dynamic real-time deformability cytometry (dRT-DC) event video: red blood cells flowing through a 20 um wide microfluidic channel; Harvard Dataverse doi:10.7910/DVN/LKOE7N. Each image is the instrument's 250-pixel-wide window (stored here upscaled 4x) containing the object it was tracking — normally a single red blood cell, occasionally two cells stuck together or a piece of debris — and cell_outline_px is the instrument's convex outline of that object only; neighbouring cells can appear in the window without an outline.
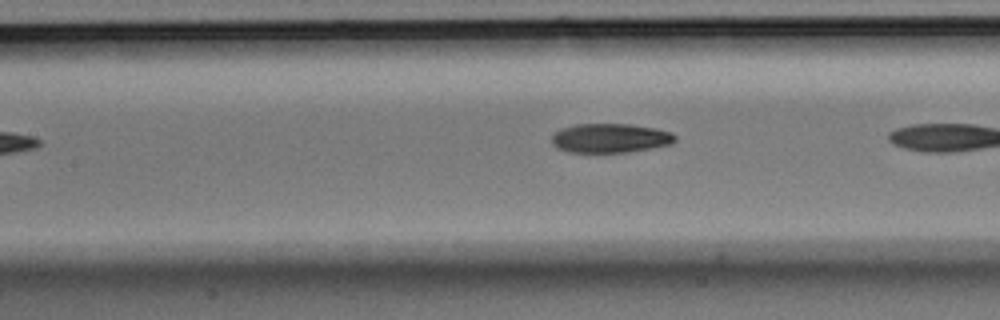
{"species": "Egyptian fruit bat (a non-hibernating species)", "species_latin": "Rousettus aegyptiacus", "temperature_condition": "room temperature", "stored_images_in_passage": 5, "camera_frame_rate_fps": 3000, "um_per_image_px": 0.085, "animal": {"sex": "male"}, "frame": {"image": 1, "passage_image": 5, "time_ms": 1.333, "image_size_px": [1000, 320], "cell_outline_px": [[676, 140], [672, 144], [652, 148], [628, 152], [568, 152], [552, 144], [552, 136], [560, 128], [576, 124], [632, 124], [656, 128], [672, 132], [676, 136]], "centroid_in_image_um": [51.91, 11.73], "position_along_channel_um": 155.5, "area_um2": 21.1}}